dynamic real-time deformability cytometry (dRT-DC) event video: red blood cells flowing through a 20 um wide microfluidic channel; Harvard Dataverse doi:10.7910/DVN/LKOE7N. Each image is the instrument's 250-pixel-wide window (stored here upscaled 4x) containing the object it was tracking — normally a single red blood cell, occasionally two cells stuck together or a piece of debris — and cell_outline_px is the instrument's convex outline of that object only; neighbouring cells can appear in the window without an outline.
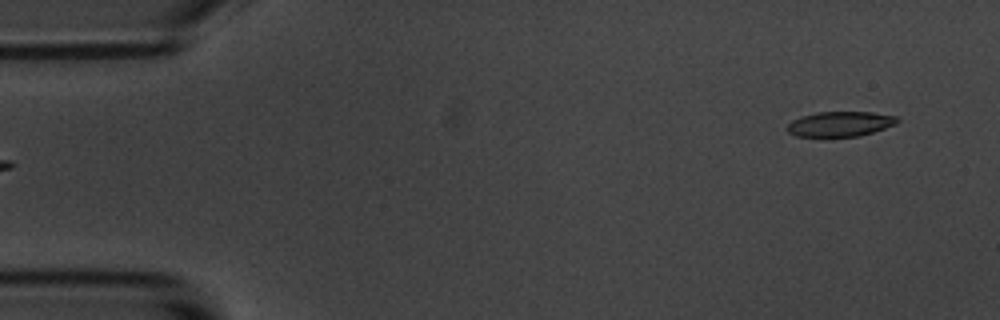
{"species": "common noctule bat (a hibernating species)", "species_latin": "Nyctalus noctula", "temperature_condition": "room temperature", "stored_images_in_passage": 6, "segment_of_instrument_passage": [2, 2], "camera_frame_rate_fps": 3000, "um_per_image_px": 0.085, "animal": {"sex": "male", "body_mass_g": 20.1, "forearm_length_mm": 53.5}, "frame": {"image": 1, "passage_image": 6, "time_ms": 5.667, "image_size_px": [1000, 320], "cell_outline_px": [[900, 120], [896, 124], [860, 136], [824, 140], [796, 136], [788, 132], [784, 128], [792, 120], [800, 116], [816, 112], [872, 112], [896, 116]], "centroid_in_image_um": [71.32, 10.59], "position_along_channel_um": 13.7, "area_um2": 16.99}}